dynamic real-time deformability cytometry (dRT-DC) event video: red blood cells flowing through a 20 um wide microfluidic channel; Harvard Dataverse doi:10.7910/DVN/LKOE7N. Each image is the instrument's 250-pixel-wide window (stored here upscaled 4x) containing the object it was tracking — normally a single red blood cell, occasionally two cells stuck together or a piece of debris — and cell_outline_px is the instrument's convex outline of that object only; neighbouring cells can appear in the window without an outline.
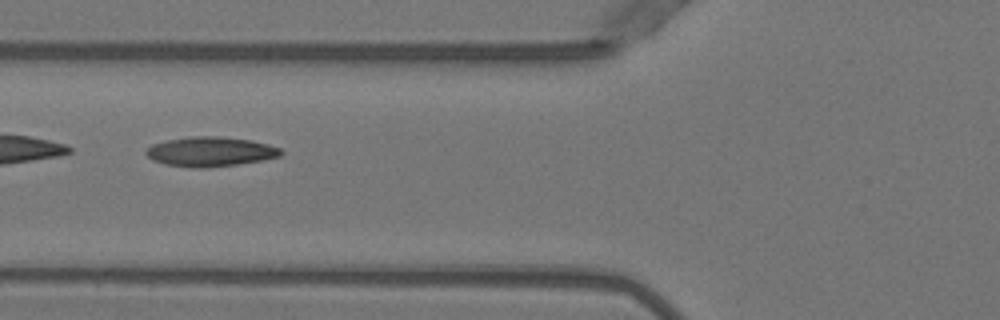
{"species": "Egyptian fruit bat (a non-hibernating species)", "species_latin": "Rousettus aegyptiacus", "temperature_condition": "warm", "stored_images_in_passage": 5, "camera_frame_rate_fps": 3000, "um_per_image_px": 0.085, "animal": {"sex": "female"}, "frame": {"image": 1, "passage_image": 4, "time_ms": 1.0, "image_size_px": [1000, 320], "cell_outline_px": [[284, 152], [280, 156], [260, 160], [236, 164], [208, 168], [192, 168], [164, 164], [152, 160], [144, 152], [152, 144], [164, 140], [192, 136], [220, 136], [252, 140], [268, 144], [280, 148]], "centroid_in_image_um": [17.85, 12.88], "position_along_channel_um": 107.9, "area_um2": 23.41}}
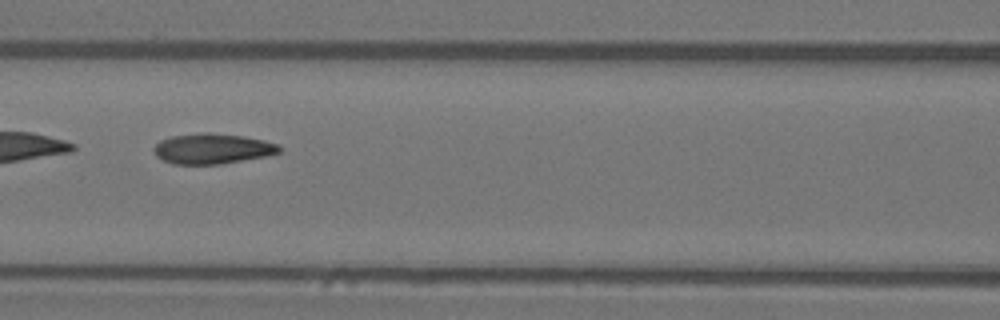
{"frame": {"image": 2, "passage_image": 5, "time_ms": 1.333, "image_size_px": [1000, 320], "cell_outline_px": [[280, 152], [264, 156], [220, 164], [172, 164], [156, 156], [152, 148], [160, 140], [172, 136], [204, 132], [208, 132], [244, 136], [264, 140], [280, 144]], "centroid_in_image_um": [18.03, 12.63], "position_along_channel_um": 148.6, "area_um2": 22.14}}